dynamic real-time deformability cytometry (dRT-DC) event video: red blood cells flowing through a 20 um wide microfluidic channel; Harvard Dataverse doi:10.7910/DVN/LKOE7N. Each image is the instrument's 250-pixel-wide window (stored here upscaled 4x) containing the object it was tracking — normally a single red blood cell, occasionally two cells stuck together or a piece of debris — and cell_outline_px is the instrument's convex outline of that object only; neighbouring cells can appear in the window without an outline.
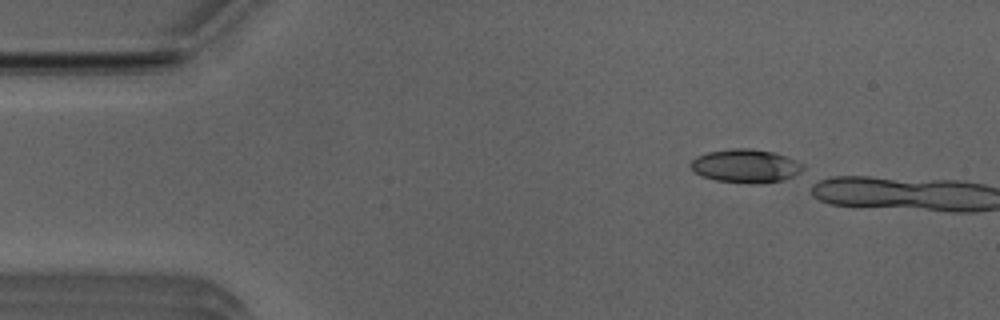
{"species": "Egyptian fruit bat (a non-hibernating species)", "species_latin": "Rousettus aegyptiacus", "temperature_condition": "room temperature", "stored_images_in_passage": 8, "camera_frame_rate_fps": 3000, "um_per_image_px": 0.085, "animal": {"sex": "male"}, "frame": {"image": 1, "passage_image": 1, "time_ms": 0.0, "image_size_px": [1000, 320], "cell_outline_px": [[804, 176], [784, 180], [756, 184], [752, 184], [716, 180], [700, 176], [692, 168], [692, 160], [696, 156], [708, 152], [732, 148], [748, 148], [772, 152], [784, 156], [804, 164]], "centroid_in_image_um": [63.47, 14.13], "position_along_channel_um": 21.5, "area_um2": 22.2}}